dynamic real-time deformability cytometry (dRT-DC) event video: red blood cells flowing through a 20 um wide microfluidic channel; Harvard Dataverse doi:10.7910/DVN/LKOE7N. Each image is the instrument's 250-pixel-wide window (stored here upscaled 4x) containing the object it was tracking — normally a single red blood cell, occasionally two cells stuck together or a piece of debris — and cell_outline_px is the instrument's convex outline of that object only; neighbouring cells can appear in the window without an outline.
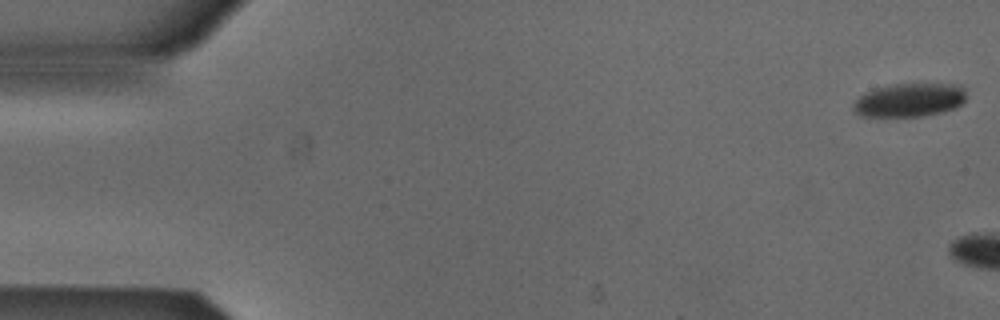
{"species": "Egyptian fruit bat (a non-hibernating species)", "species_latin": "Rousettus aegyptiacus", "temperature_condition": "cold", "stored_images_in_passage": 5, "camera_frame_rate_fps": 3000, "um_per_image_px": 0.085, "animal": {"sex": "male"}, "frame": {"image": 1, "passage_image": 1, "time_ms": 0.0, "image_size_px": [1000, 320], "cell_outline_px": [[964, 100], [956, 108], [944, 112], [924, 116], [860, 116], [852, 108], [852, 104], [864, 92], [876, 88], [892, 84], [960, 84], [964, 88]], "centroid_in_image_um": [77.3, 8.5], "position_along_channel_um": 7.7, "area_um2": 22.14}}